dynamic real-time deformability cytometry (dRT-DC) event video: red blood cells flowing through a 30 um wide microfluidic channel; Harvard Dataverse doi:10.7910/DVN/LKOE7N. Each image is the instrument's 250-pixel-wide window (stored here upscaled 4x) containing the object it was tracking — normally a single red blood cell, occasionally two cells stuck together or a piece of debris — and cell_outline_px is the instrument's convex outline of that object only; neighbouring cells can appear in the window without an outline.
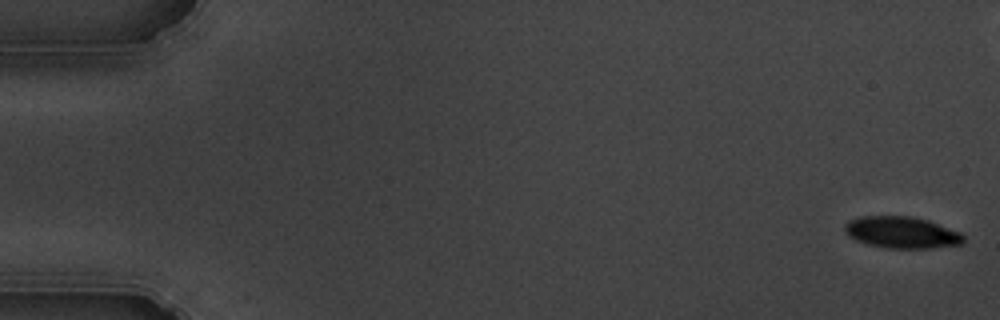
{"species": "common noctule bat (a hibernating species)", "species_latin": "Nyctalus noctula", "temperature_condition": "cold", "stored_images_in_passage": 56, "camera_frame_rate_fps": 3000, "um_per_image_px": 0.085, "animal": {"sex": "male", "body_mass_g": 19.5, "forearm_length_mm": 54.6}, "frame": {"image": 1, "passage_image": 1, "time_ms": 0.0, "image_size_px": [1000, 320], "cell_outline_px": [[964, 240], [960, 244], [928, 248], [888, 248], [864, 244], [848, 236], [844, 232], [844, 224], [848, 220], [860, 216], [912, 216], [928, 220], [960, 232], [964, 236]], "centroid_in_image_um": [76.58, 19.75], "position_along_channel_um": 8.4, "area_um2": 22.02}}
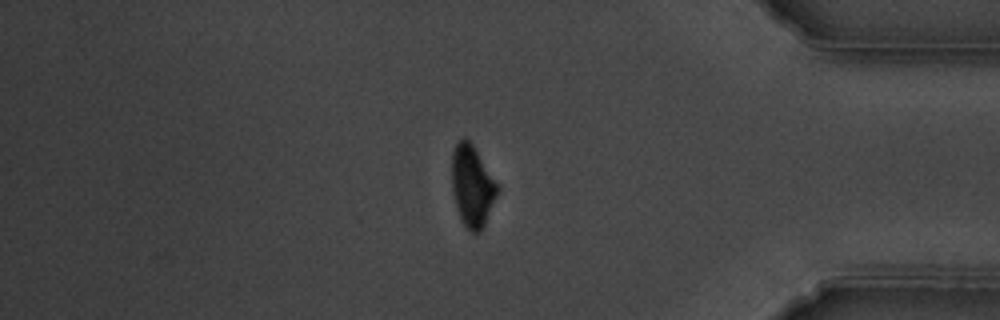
{"frame": {"image": 2, "passage_image": 47, "time_ms": 15.333, "image_size_px": [1000, 320], "cell_outline_px": [[500, 192], [480, 232], [472, 232], [464, 224], [456, 208], [452, 188], [452, 152], [456, 140], [464, 136], [472, 144], [500, 188]], "centroid_in_image_um": [40.14, 15.78], "position_along_channel_um": 395.1, "area_um2": 21.56}, "authors_computed_cell_mechanics": {"area_um2": 23.3801, "velocity_mm_per_s": 3.6331, "shape_relaxation_time_tau1_ms": 2.7742, "shape_relaxation_time_tau2_ms": null, "deformation_change_tau1": 0.1258, "deformation_change_tau2": null}}